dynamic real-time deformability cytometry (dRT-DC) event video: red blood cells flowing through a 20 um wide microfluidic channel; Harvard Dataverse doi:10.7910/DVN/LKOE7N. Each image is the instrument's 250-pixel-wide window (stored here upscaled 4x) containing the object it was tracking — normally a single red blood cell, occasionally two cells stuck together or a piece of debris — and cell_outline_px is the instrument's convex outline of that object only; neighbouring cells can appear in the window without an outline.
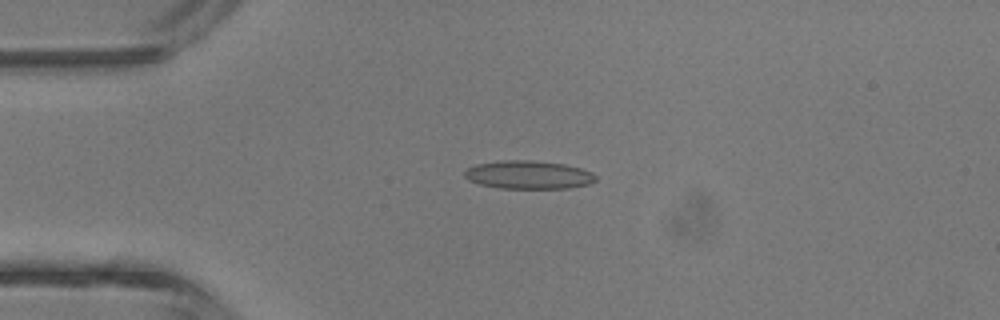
{"species": "common noctule bat (a hibernating species)", "species_latin": "Nyctalus noctula", "temperature_condition": "room temperature", "stored_images_in_passage": 4, "camera_frame_rate_fps": 3000, "um_per_image_px": 0.085, "animal": {"sex": "male", "body_mass_g": 13.3}, "frame": {"image": 1, "passage_image": 4, "time_ms": 3.333, "image_size_px": [1000, 320], "cell_outline_px": [[596, 180], [588, 184], [568, 188], [500, 188], [480, 184], [468, 180], [464, 176], [464, 172], [468, 168], [476, 164], [500, 160], [532, 160], [564, 164], [580, 168], [592, 172], [596, 176]], "centroid_in_image_um": [44.91, 14.85], "position_along_channel_um": 40.1, "area_um2": 21.56}}